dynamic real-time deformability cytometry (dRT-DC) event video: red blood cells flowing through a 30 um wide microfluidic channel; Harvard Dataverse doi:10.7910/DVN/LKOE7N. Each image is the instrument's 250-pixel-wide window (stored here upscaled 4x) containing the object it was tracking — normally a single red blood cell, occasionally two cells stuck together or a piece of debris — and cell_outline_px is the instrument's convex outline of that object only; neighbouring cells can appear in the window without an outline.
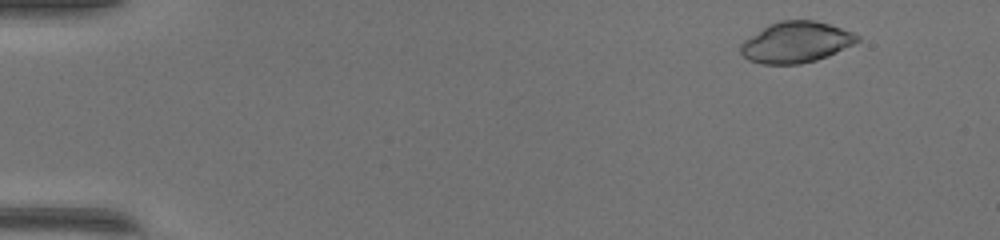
{"species": "common noctule bat (a hibernating species)", "species_latin": "Nyctalus noctula", "temperature_condition": "warm", "stored_images_in_passage": 48, "camera_frame_rate_fps": 3000, "um_per_image_px": 0.085, "animal": {"sex": "female", "body_mass_g": 17.0, "forearm_length_mm": 48.0}, "frame": {"image": 1, "passage_image": 4, "time_ms": 1.0, "image_size_px": [1000, 240], "cell_outline_px": [[860, 40], [828, 56], [816, 60], [800, 64], [760, 64], [748, 60], [740, 52], [740, 44], [744, 40], [768, 24], [780, 20], [812, 20], [828, 24], [852, 32], [860, 36]], "centroid_in_image_um": [67.62, 3.59], "position_along_channel_um": 17.4, "area_um2": 27.74}}
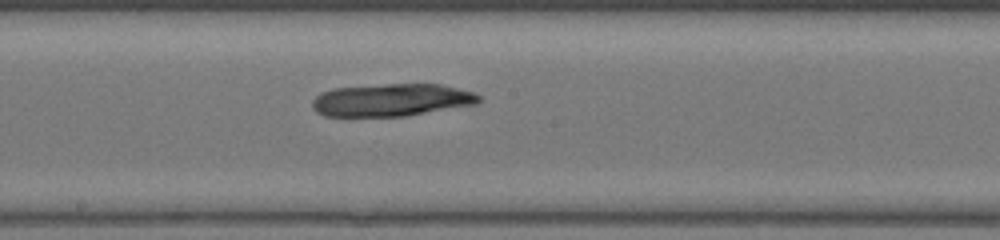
{"frame": {"image": 2, "passage_image": 27, "time_ms": 8.667, "image_size_px": [1000, 240], "cell_outline_px": [[484, 100], [476, 104], [404, 116], [324, 116], [316, 112], [312, 108], [312, 100], [320, 92], [332, 88], [388, 84], [440, 84], [476, 92]], "centroid_in_image_um": [33.28, 8.49], "position_along_channel_um": 214.9, "area_um2": 31.79}}
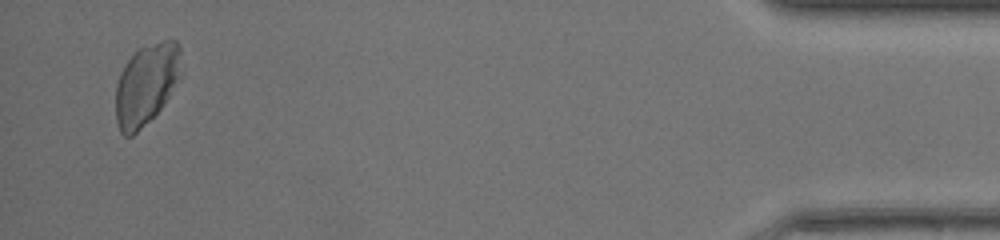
{"frame": {"image": 3, "passage_image": 47, "time_ms": 15.333, "image_size_px": [1000, 240], "cell_outline_px": [[184, 76], [160, 108], [132, 136], [124, 136], [120, 132], [116, 120], [116, 84], [120, 72], [128, 60], [140, 48], [160, 40], [176, 40], [180, 44]], "centroid_in_image_um": [12.5, 7.12], "position_along_channel_um": 422.7, "area_um2": 31.33}}